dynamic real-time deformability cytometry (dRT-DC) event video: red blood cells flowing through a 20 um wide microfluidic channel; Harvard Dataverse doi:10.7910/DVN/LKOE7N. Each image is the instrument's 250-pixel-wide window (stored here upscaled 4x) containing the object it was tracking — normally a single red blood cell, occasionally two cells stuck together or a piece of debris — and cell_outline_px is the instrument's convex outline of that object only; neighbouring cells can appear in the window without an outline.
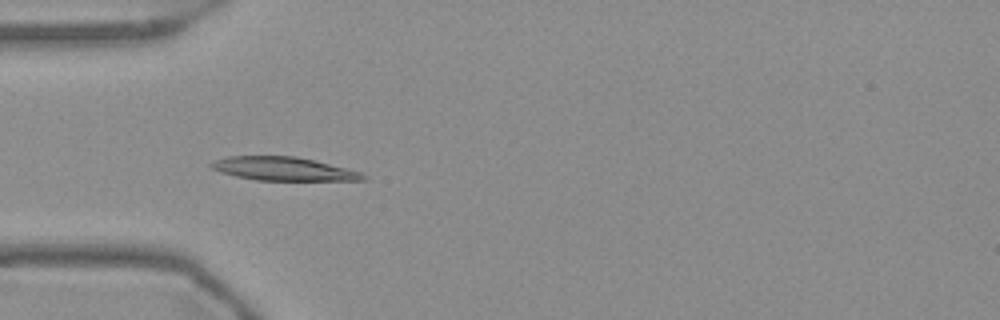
{"species": "Egyptian fruit bat (a non-hibernating species)", "species_latin": "Rousettus aegyptiacus", "temperature_condition": "warm", "stored_images_in_passage": 41, "camera_frame_rate_fps": 3000, "um_per_image_px": 0.085, "frame": {"image": 1, "passage_image": 3, "time_ms": 0.667, "image_size_px": [1000, 320], "cell_outline_px": [[368, 180], [256, 180], [236, 176], [220, 172], [212, 168], [208, 164], [216, 160], [228, 156], [296, 156], [360, 172], [368, 176]], "centroid_in_image_um": [24.07, 14.35], "position_along_channel_um": 60.9, "area_um2": 20.52}}
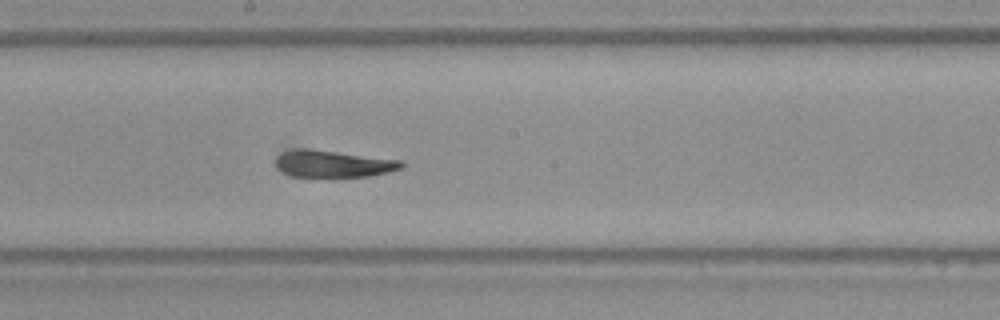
{"frame": {"image": 2, "passage_image": 16, "time_ms": 5.0, "image_size_px": [1000, 320], "cell_outline_px": [[404, 164], [400, 168], [388, 172], [372, 176], [292, 176], [284, 172], [276, 164], [276, 156], [284, 152], [300, 148], [304, 148], [404, 160]], "centroid_in_image_um": [28.36, 13.91], "position_along_channel_um": 219.8, "area_um2": 19.36}}
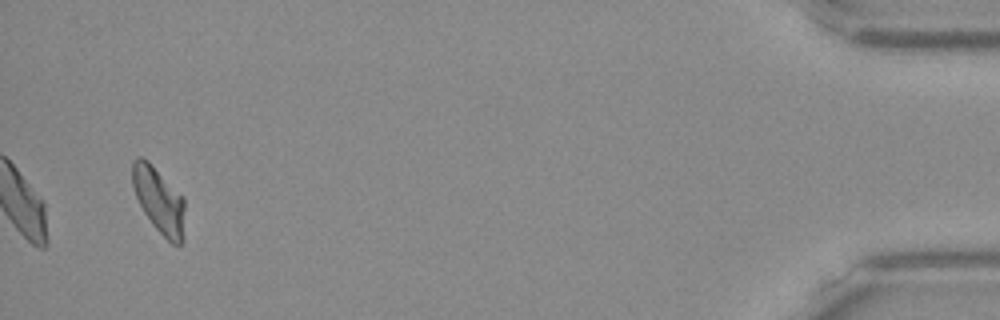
{"frame": {"image": 3, "passage_image": 39, "time_ms": 12.667, "image_size_px": [1000, 320], "cell_outline_px": [[184, 240], [180, 244], [172, 244], [152, 224], [144, 212], [136, 196], [132, 184], [132, 160], [136, 156], [140, 156], [148, 160], [184, 196]], "centroid_in_image_um": [13.52, 16.99], "position_along_channel_um": 421.7, "area_um2": 20.29}, "authors_computed_cell_mechanics": {"area_um2": 19.941, "velocity_mm_per_s": 3.7104, "shape_relaxation_time_tau1_ms": null, "shape_relaxation_time_tau2_ms": 6.2783, "deformation_change_tau1": null, "deformation_change_tau2": 0.1402}}